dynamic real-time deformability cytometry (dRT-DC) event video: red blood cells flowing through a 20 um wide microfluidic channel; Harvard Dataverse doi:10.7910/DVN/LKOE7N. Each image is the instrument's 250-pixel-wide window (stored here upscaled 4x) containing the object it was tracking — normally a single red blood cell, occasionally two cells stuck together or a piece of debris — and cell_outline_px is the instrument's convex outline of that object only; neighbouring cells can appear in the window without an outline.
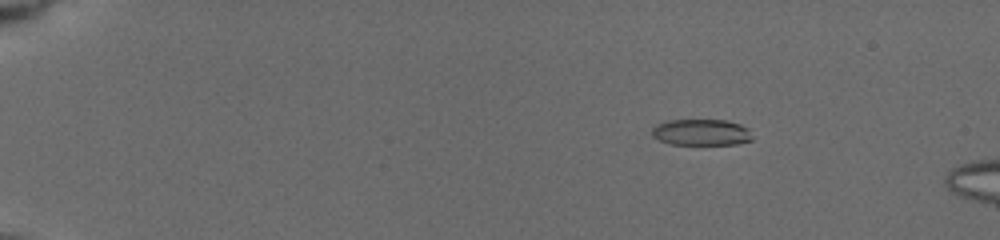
{"species": "common noctule bat (a hibernating species)", "species_latin": "Nyctalus noctula", "temperature_condition": "cold", "stored_images_in_passage": 22, "camera_frame_rate_fps": 3000, "um_per_image_px": 0.085, "animal": {"sex": "female", "body_mass_g": 19.5, "forearm_length_mm": 54.1}, "frame": {"image": 1, "passage_image": 10, "time_ms": 3.333, "image_size_px": [1000, 240], "cell_outline_px": [[752, 140], [736, 144], [672, 144], [660, 140], [652, 136], [652, 128], [656, 124], [664, 120], [728, 120], [740, 124], [748, 128]], "centroid_in_image_um": [59.59, 11.23], "position_along_channel_um": 25.4, "area_um2": 15.37}}
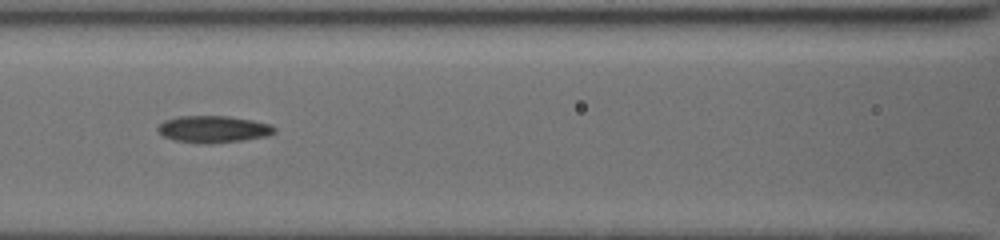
{"frame": {"image": 2, "passage_image": 18, "time_ms": 9.333, "image_size_px": [1000, 240], "cell_outline_px": [[276, 132], [268, 136], [244, 140], [208, 144], [176, 140], [164, 136], [156, 128], [164, 120], [176, 116], [228, 116], [252, 120], [272, 124], [276, 128]], "centroid_in_image_um": [18.18, 10.97], "position_along_channel_um": 148.4, "area_um2": 18.32}}
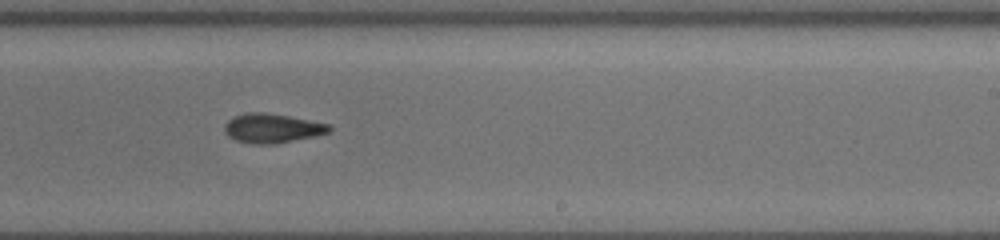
{"frame": {"image": 3, "passage_image": 21, "time_ms": 12.333, "image_size_px": [1000, 240], "cell_outline_px": [[332, 128], [328, 132], [312, 136], [276, 144], [256, 144], [236, 140], [228, 136], [224, 132], [224, 124], [228, 120], [236, 116], [248, 112], [264, 112], [288, 116], [332, 124]], "centroid_in_image_um": [23.13, 10.89], "position_along_channel_um": 265.9, "area_um2": 17.74}}